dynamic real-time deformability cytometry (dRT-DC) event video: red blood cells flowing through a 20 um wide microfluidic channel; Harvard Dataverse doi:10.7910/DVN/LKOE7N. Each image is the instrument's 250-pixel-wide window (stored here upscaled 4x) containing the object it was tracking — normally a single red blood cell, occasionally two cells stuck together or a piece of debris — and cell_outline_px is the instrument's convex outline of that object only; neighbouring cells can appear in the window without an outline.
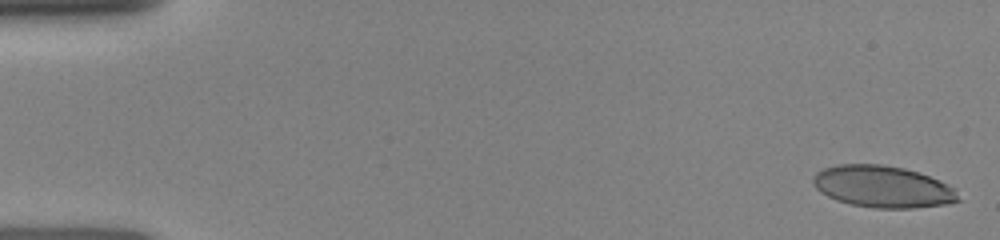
{"species": "human", "species_latin": "Homo sapiens", "temperature_condition": "room temperature", "stored_images_in_passage": 96, "camera_frame_rate_fps": 3000, "um_per_image_px": 0.085, "donor": {"sex": "female"}, "frame": {"image": 1, "passage_image": 1, "time_ms": 0.0, "image_size_px": [1000, 240], "cell_outline_px": [[960, 200], [944, 204], [912, 208], [872, 208], [852, 204], [836, 200], [820, 192], [816, 188], [812, 180], [816, 172], [824, 168], [840, 164], [884, 164], [904, 168], [928, 176], [948, 184], [956, 188]], "centroid_in_image_um": [75.02, 15.86], "position_along_channel_um": 10.0, "area_um2": 35.26}}
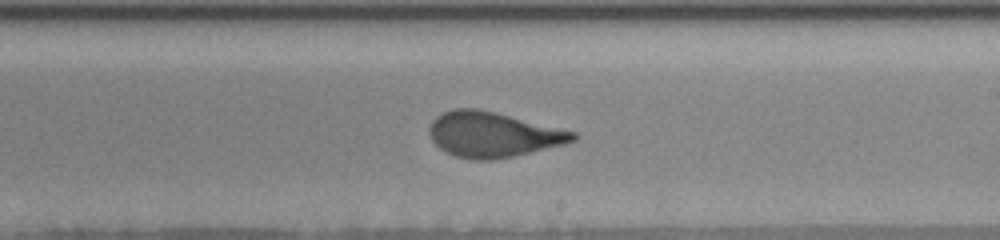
{"frame": {"image": 2, "passage_image": 55, "time_ms": 9.0, "image_size_px": [1000, 240], "cell_outline_px": [[576, 140], [564, 144], [512, 156], [492, 160], [472, 160], [456, 156], [440, 148], [432, 140], [428, 132], [428, 128], [432, 120], [436, 116], [444, 112], [456, 108], [476, 108], [496, 112], [576, 132]], "centroid_in_image_um": [41.87, 11.43], "position_along_channel_um": 247.1, "area_um2": 37.57}}
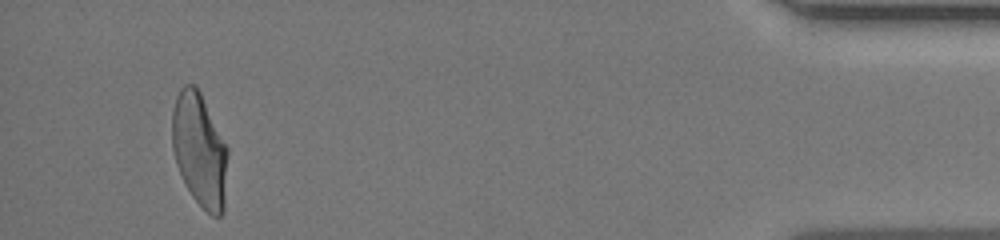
{"frame": {"image": 3, "passage_image": 91, "time_ms": 14.667, "image_size_px": [1000, 240], "cell_outline_px": [[228, 152], [224, 208], [220, 216], [212, 216], [192, 196], [176, 164], [172, 148], [172, 112], [176, 96], [180, 88], [184, 84], [196, 84], [228, 148]], "centroid_in_image_um": [16.96, 12.71], "position_along_channel_um": 418.2, "area_um2": 36.65}}